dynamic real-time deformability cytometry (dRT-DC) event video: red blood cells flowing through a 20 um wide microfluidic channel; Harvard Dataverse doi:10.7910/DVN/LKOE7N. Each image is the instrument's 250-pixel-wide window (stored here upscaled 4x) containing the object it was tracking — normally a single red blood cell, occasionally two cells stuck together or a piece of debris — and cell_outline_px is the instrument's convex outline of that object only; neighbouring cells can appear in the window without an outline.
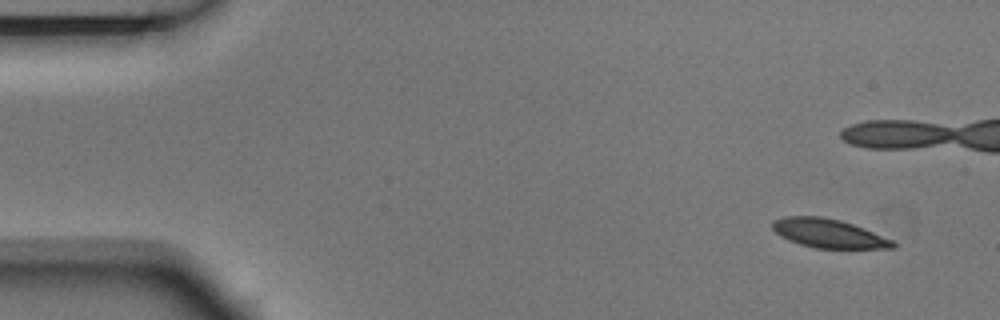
{"species": "Egyptian fruit bat (a non-hibernating species)", "species_latin": "Rousettus aegyptiacus", "temperature_condition": "room temperature", "stored_images_in_passage": 8, "segment_of_instrument_passage": [1, 2], "camera_frame_rate_fps": 3000, "um_per_image_px": 0.085, "animal": {"sex": "male"}, "frame": {"image": 1, "passage_image": 1, "time_ms": 0.0, "image_size_px": [1000, 320], "cell_outline_px": [[896, 248], [816, 248], [800, 244], [788, 240], [780, 236], [772, 228], [772, 220], [784, 216], [820, 216], [840, 220], [864, 228], [892, 240], [896, 244]], "centroid_in_image_um": [70.39, 19.83], "position_along_channel_um": 14.6, "area_um2": 20.17}}
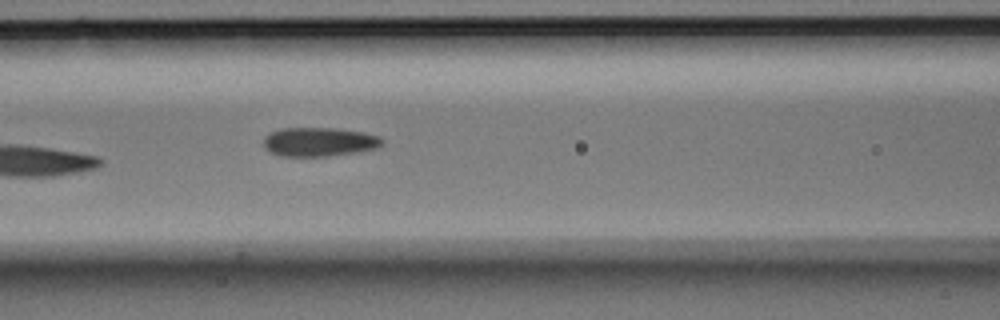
{"frame": {"image": 2, "passage_image": 7, "time_ms": 2.0, "image_size_px": [1000, 320], "cell_outline_px": [[384, 144], [376, 148], [328, 156], [280, 156], [264, 148], [264, 136], [280, 128], [336, 128], [364, 132], [380, 136], [384, 140]], "centroid_in_image_um": [27.14, 12.05], "position_along_channel_um": 139.5, "area_um2": 20.0}}